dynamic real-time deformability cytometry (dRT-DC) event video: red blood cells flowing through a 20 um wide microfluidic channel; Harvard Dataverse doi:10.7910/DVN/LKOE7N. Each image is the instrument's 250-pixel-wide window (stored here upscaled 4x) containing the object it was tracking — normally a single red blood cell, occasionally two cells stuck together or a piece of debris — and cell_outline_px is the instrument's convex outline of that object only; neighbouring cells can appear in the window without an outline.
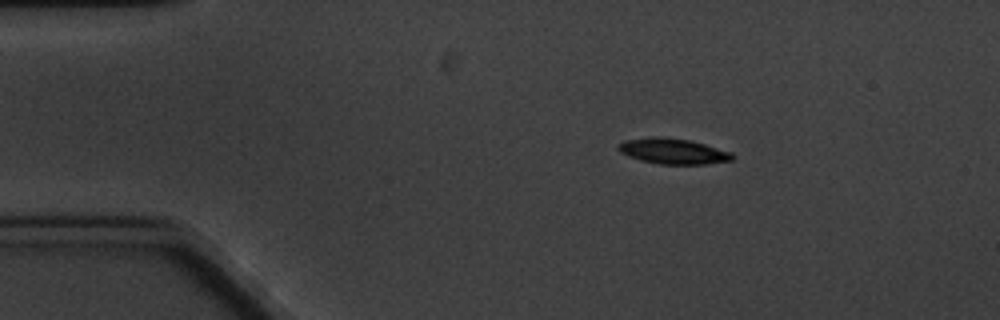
{"species": "common noctule bat (a hibernating species)", "species_latin": "Nyctalus noctula", "temperature_condition": "cold", "stored_images_in_passage": 4, "camera_frame_rate_fps": 3000, "um_per_image_px": 0.085, "animal": {"sex": "male", "body_mass_g": 20.1, "forearm_length_mm": 53.5}, "frame": {"image": 1, "passage_image": 2, "time_ms": 1.667, "image_size_px": [1000, 320], "cell_outline_px": [[736, 156], [732, 160], [704, 164], [660, 164], [640, 160], [628, 156], [620, 152], [616, 148], [624, 140], [656, 136], [660, 136], [688, 140], [704, 144], [732, 152]], "centroid_in_image_um": [57.21, 12.85], "position_along_channel_um": 27.8, "area_um2": 16.94}}